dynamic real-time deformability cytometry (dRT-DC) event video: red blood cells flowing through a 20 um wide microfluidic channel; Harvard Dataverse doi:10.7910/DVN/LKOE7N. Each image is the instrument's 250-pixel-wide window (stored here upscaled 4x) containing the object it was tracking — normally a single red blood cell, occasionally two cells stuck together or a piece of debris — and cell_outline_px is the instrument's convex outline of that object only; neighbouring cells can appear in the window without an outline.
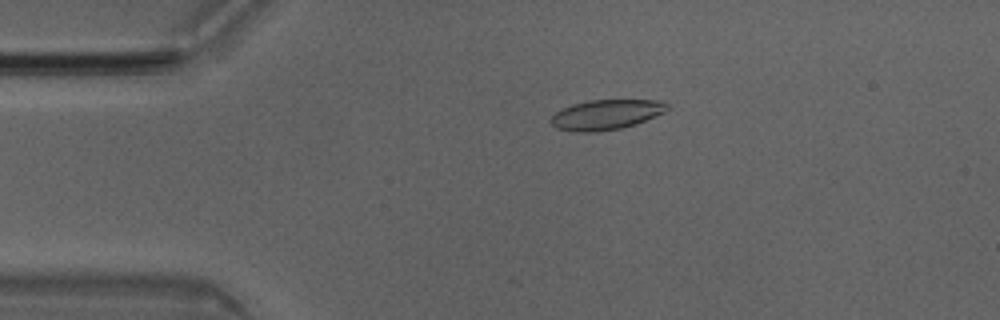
{"species": "Egyptian fruit bat (a non-hibernating species)", "species_latin": "Rousettus aegyptiacus", "temperature_condition": "room temperature", "stored_images_in_passage": 13, "camera_frame_rate_fps": 3000, "um_per_image_px": 0.085, "animal": {"sex": "male"}, "frame": {"image": 1, "passage_image": 10, "time_ms": 3.0, "image_size_px": [1000, 320], "cell_outline_px": [[668, 108], [664, 112], [636, 124], [620, 128], [596, 132], [572, 132], [556, 128], [548, 120], [556, 112], [572, 104], [588, 100], [660, 100], [668, 104]], "centroid_in_image_um": [51.49, 9.75], "position_along_channel_um": 33.5, "area_um2": 20.35}}